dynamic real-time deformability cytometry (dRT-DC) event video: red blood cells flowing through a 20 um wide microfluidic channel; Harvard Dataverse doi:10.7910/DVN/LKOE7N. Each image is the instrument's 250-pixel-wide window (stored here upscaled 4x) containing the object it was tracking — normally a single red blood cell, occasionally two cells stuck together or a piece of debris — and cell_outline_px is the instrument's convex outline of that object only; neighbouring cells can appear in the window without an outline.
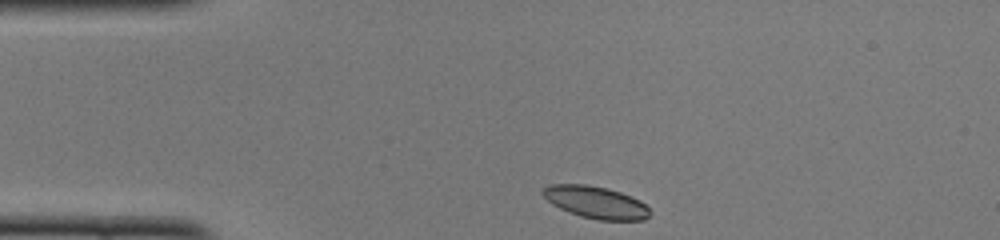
{"species": "common noctule bat (a hibernating species)", "species_latin": "Nyctalus noctula", "temperature_condition": "cold", "stored_images_in_passage": 41, "camera_frame_rate_fps": 3000, "um_per_image_px": 0.085, "animal": {"sex": "female", "body_mass_g": 22.0, "forearm_length_mm": 56.7}, "frame": {"image": 1, "passage_image": 1, "time_ms": 0.0, "image_size_px": [1000, 240], "cell_outline_px": [[652, 212], [644, 220], [600, 220], [580, 216], [568, 212], [552, 204], [540, 192], [548, 184], [584, 184], [608, 188], [620, 192], [640, 200]], "centroid_in_image_um": [50.63, 17.19], "position_along_channel_um": 34.4, "area_um2": 20.06}}
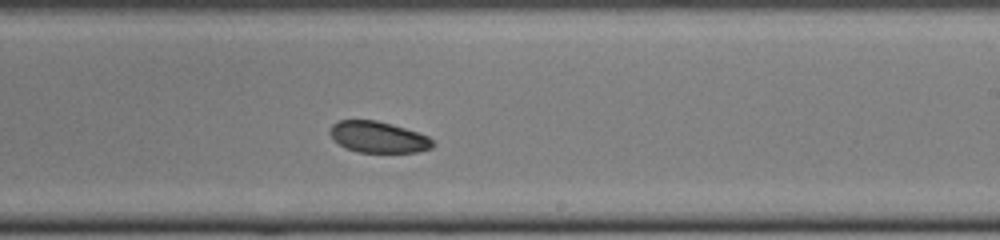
{"frame": {"image": 2, "passage_image": 21, "time_ms": 6.667, "image_size_px": [1000, 240], "cell_outline_px": [[432, 148], [416, 152], [356, 152], [340, 144], [328, 132], [332, 124], [340, 120], [376, 120], [392, 124], [428, 136], [432, 140]], "centroid_in_image_um": [32.13, 11.65], "position_along_channel_um": 256.9, "area_um2": 18.44}}
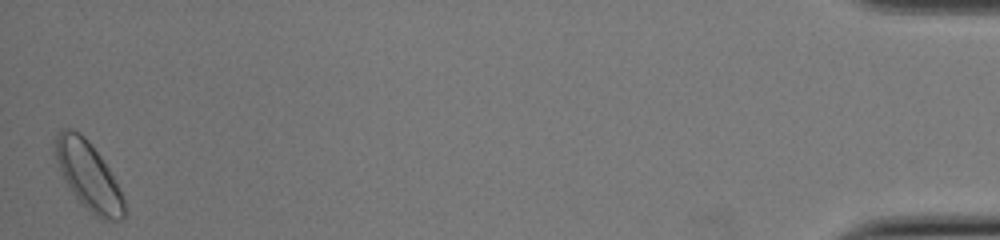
{"frame": {"image": 3, "passage_image": 41, "time_ms": 13.333, "image_size_px": [1000, 240], "cell_outline_px": [[124, 220], [104, 220], [96, 216], [80, 204], [68, 184], [60, 168], [56, 156], [56, 136], [64, 128], [68, 128], [84, 136], [88, 140], [100, 156], [108, 168], [124, 200]], "centroid_in_image_um": [7.54, 14.98], "position_along_channel_um": 427.7, "area_um2": 26.3}, "authors_computed_cell_mechanics": {"area_um2": 19.7676, "velocity_mm_per_s": 3.9244, "shape_relaxation_time_tau1_ms": 2.331, "shape_relaxation_time_tau2_ms": null, "deformation_change_tau1": 0.0544, "deformation_change_tau2": null}}